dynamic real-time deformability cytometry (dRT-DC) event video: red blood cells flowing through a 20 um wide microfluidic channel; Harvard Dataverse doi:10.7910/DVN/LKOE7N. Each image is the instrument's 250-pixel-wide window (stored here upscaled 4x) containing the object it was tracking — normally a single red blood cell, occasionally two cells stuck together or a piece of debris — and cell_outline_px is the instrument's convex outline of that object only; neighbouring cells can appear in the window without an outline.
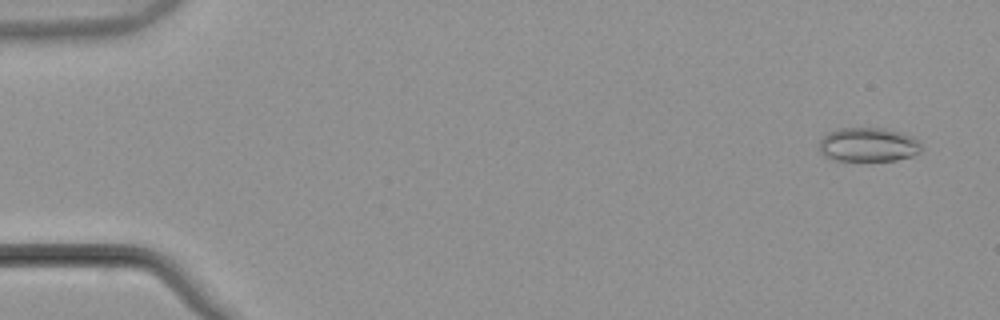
{"species": "common noctule bat (a hibernating species)", "species_latin": "Nyctalus noctula", "temperature_condition": "warm", "stored_images_in_passage": 54, "camera_frame_rate_fps": 3000, "um_per_image_px": 0.085, "animal": {"sex": "male", "body_mass_g": 21.5, "forearm_length_mm": 52.0}, "frame": {"image": 1, "passage_image": 3, "time_ms": 0.667, "image_size_px": [1000, 320], "cell_outline_px": [[924, 148], [920, 152], [912, 156], [896, 160], [832, 160], [824, 156], [820, 152], [820, 140], [828, 132], [840, 128], [884, 128], [900, 132], [912, 136], [920, 140]], "centroid_in_image_um": [73.84, 12.29], "position_along_channel_um": 11.2, "area_um2": 20.46}}
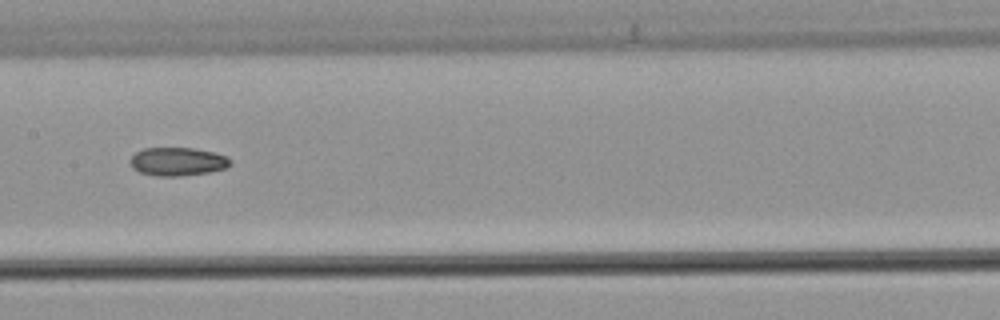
{"frame": {"image": 2, "passage_image": 28, "time_ms": 9.0, "image_size_px": [1000, 320], "cell_outline_px": [[232, 164], [224, 168], [208, 172], [180, 176], [156, 176], [140, 172], [132, 168], [128, 160], [136, 152], [144, 148], [192, 148], [216, 152], [228, 156], [232, 160]], "centroid_in_image_um": [15.1, 13.73], "position_along_channel_um": 192.3, "area_um2": 16.7}}
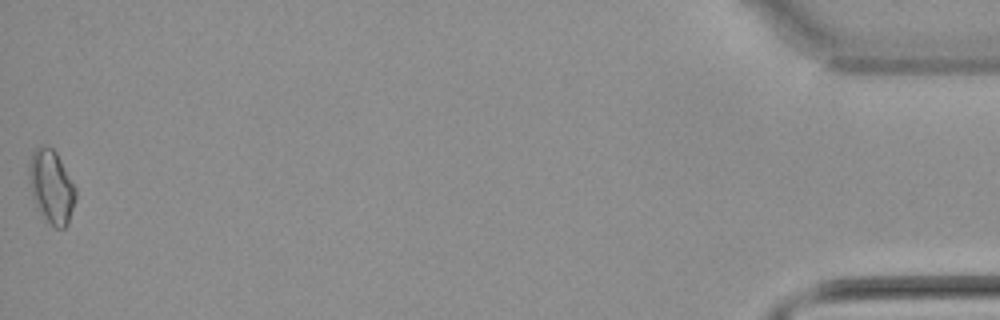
{"frame": {"image": 3, "passage_image": 54, "time_ms": 17.667, "image_size_px": [1000, 320], "cell_outline_px": [[76, 196], [68, 224], [64, 228], [56, 228], [36, 208], [32, 196], [28, 176], [28, 164], [32, 152], [40, 144], [52, 148], [56, 152], [76, 188]], "centroid_in_image_um": [4.35, 15.83], "position_along_channel_um": 430.9, "area_um2": 19.88}}